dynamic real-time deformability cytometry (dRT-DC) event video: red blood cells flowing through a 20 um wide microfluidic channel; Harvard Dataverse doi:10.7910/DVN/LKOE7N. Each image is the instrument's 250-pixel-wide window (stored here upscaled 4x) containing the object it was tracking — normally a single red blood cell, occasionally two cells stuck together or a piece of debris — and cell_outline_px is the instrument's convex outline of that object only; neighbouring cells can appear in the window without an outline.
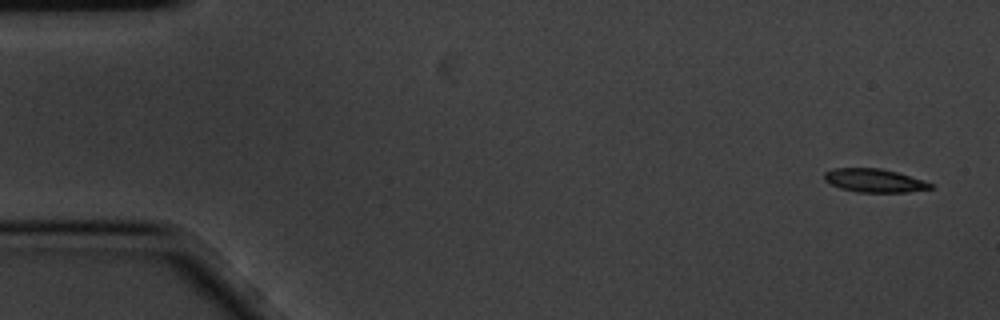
{"species": "common noctule bat (a hibernating species)", "species_latin": "Nyctalus noctula", "temperature_condition": "cold", "stored_images_in_passage": 5, "camera_frame_rate_fps": 3000, "um_per_image_px": 0.085, "animal": {"sex": "male", "body_mass_g": 20.1, "forearm_length_mm": 53.5}, "frame": {"image": 1, "passage_image": 1, "time_ms": 0.0, "image_size_px": [1000, 320], "cell_outline_px": [[932, 188], [908, 192], [856, 192], [840, 188], [824, 180], [824, 172], [836, 168], [880, 168], [896, 172], [924, 180], [932, 184]], "centroid_in_image_um": [74.3, 15.34], "position_along_channel_um": 10.7, "area_um2": 14.39}}
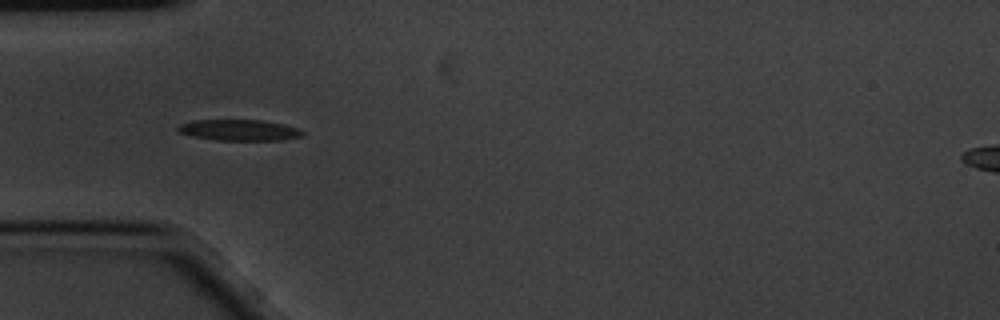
{"frame": {"image": 2, "passage_image": 4, "time_ms": 1.0, "image_size_px": [1000, 320], "cell_outline_px": [[304, 132], [300, 136], [280, 140], [216, 140], [192, 136], [180, 132], [176, 128], [180, 124], [192, 120], [260, 120], [284, 124], [296, 128]], "centroid_in_image_um": [20.29, 11.05], "position_along_channel_um": 64.7, "area_um2": 15.09}}
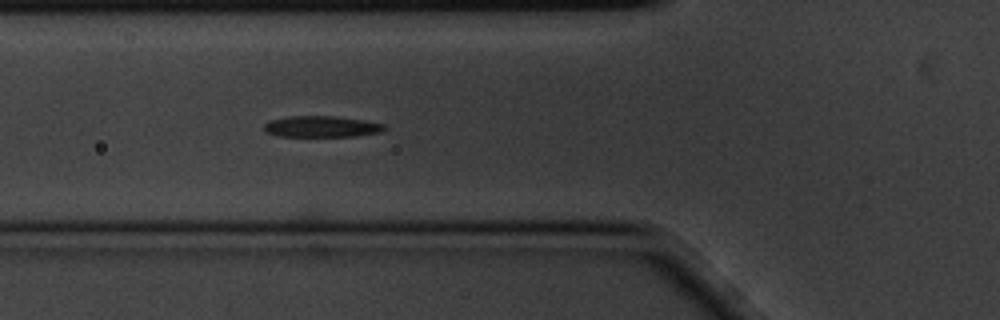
{"frame": {"image": 3, "passage_image": 5, "time_ms": 1.333, "image_size_px": [1000, 320], "cell_outline_px": [[388, 128], [380, 132], [356, 136], [276, 136], [264, 132], [264, 124], [268, 120], [288, 116], [336, 116], [364, 120], [384, 124]], "centroid_in_image_um": [27.3, 10.75], "position_along_channel_um": 98.5, "area_um2": 15.03}}